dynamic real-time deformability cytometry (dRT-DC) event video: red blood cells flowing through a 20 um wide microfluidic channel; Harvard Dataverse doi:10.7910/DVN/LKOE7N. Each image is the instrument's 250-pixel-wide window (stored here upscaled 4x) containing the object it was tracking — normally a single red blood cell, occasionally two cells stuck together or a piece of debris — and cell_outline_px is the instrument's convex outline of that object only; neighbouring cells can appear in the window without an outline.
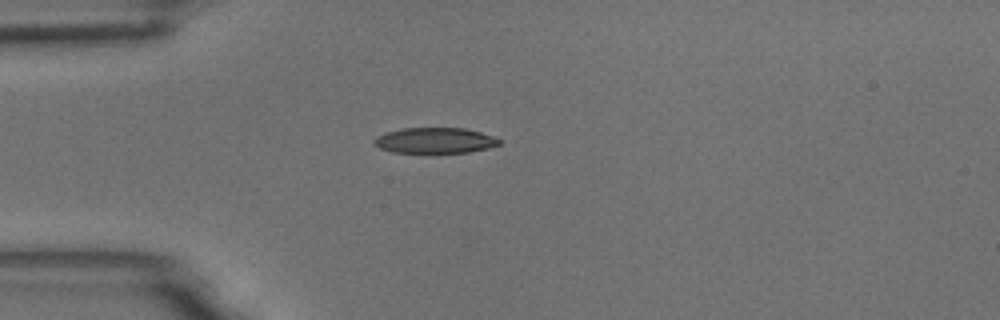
{"species": "common noctule bat (a hibernating species)", "species_latin": "Nyctalus noctula", "temperature_condition": "room temperature", "stored_images_in_passage": 1, "camera_frame_rate_fps": 3000, "um_per_image_px": 0.085, "animal": {"sex": "male", "body_mass_g": 18.8}, "frame": {"image": 1, "passage_image": 1, "time_ms": 0.0, "image_size_px": [1000, 320], "cell_outline_px": [[500, 144], [488, 148], [468, 152], [392, 152], [380, 148], [372, 144], [372, 140], [376, 136], [384, 132], [404, 128], [464, 128], [480, 132], [492, 136], [500, 140]], "centroid_in_image_um": [36.91, 11.93], "position_along_channel_um": 48.1, "area_um2": 18.61}}